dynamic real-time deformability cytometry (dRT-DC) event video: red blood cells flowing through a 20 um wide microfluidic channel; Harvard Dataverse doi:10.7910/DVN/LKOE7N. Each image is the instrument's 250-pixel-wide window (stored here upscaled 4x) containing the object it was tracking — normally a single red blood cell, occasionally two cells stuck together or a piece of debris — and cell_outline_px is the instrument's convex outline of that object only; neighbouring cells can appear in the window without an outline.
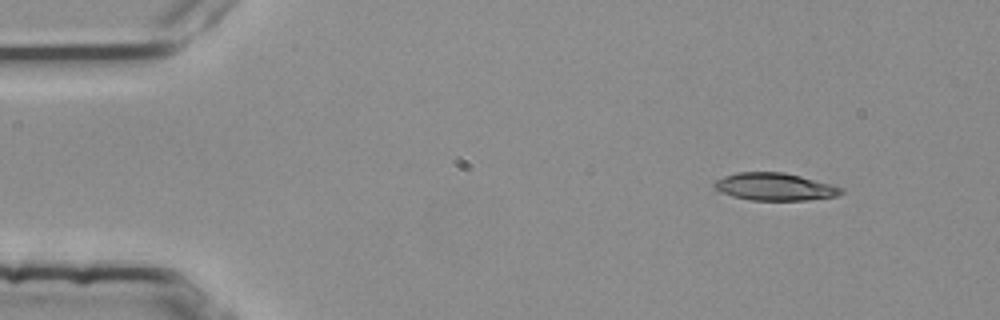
{"species": "common noctule bat (a hibernating species)", "species_latin": "Nyctalus noctula", "temperature_condition": "room temperature", "stored_images_in_passage": 49, "camera_frame_rate_fps": 3000, "um_per_image_px": 0.085, "animal": {"sex": "female", "body_mass_g": 25.1}, "frame": {"image": 1, "passage_image": 1, "time_ms": 0.0, "image_size_px": [1000, 320], "cell_outline_px": [[844, 192], [840, 196], [804, 200], [748, 200], [732, 196], [720, 192], [712, 188], [712, 184], [716, 180], [724, 176], [736, 172], [784, 172], [832, 184], [844, 188]], "centroid_in_image_um": [65.84, 15.87], "position_along_channel_um": 19.2, "area_um2": 20.58}}
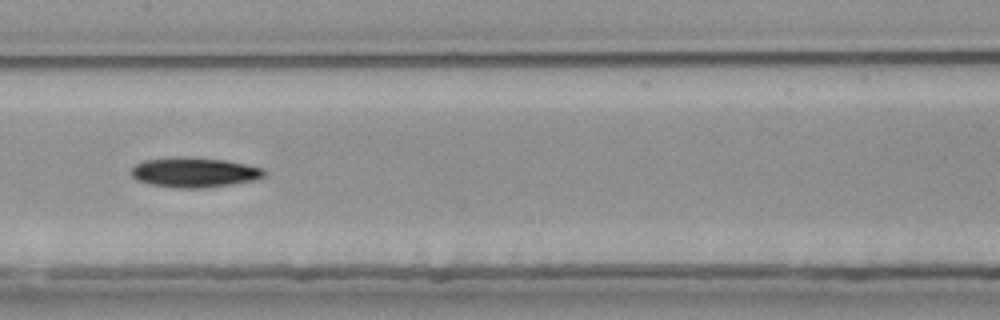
{"frame": {"image": 2, "passage_image": 22, "time_ms": 7.0, "image_size_px": [1000, 320], "cell_outline_px": [[264, 176], [252, 180], [232, 184], [200, 188], [184, 188], [152, 184], [136, 180], [132, 176], [132, 168], [136, 164], [144, 160], [184, 156], [224, 160], [264, 168]], "centroid_in_image_um": [16.5, 14.64], "position_along_channel_um": 190.9, "area_um2": 22.77}}
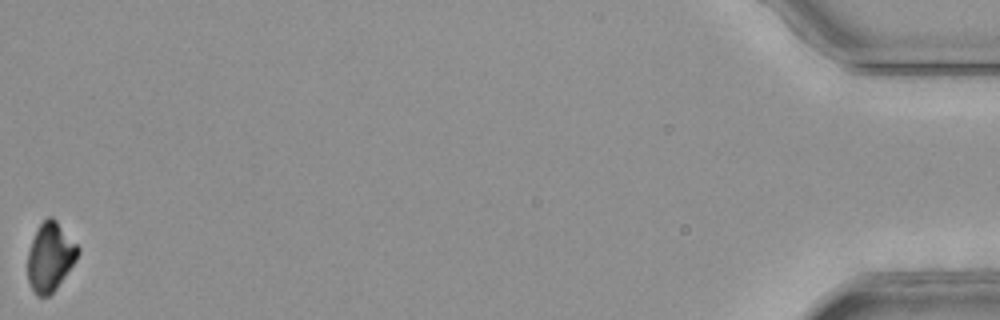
{"frame": {"image": 3, "passage_image": 49, "time_ms": 16.0, "image_size_px": [1000, 320], "cell_outline_px": [[80, 252], [76, 260], [56, 288], [48, 296], [36, 296], [28, 280], [28, 252], [32, 240], [40, 224], [48, 216], [52, 216], [56, 220], [80, 248]], "centroid_in_image_um": [4.27, 21.83], "position_along_channel_um": 430.9, "area_um2": 19.83}, "authors_computed_cell_mechanics": {"area_um2": 22.0218, "velocity_mm_per_s": 3.7946, "shape_relaxation_time_tau1_ms": 8.7638, "shape_relaxation_time_tau2_ms": null, "deformation_change_tau1": 0.2024, "deformation_change_tau2": null}}